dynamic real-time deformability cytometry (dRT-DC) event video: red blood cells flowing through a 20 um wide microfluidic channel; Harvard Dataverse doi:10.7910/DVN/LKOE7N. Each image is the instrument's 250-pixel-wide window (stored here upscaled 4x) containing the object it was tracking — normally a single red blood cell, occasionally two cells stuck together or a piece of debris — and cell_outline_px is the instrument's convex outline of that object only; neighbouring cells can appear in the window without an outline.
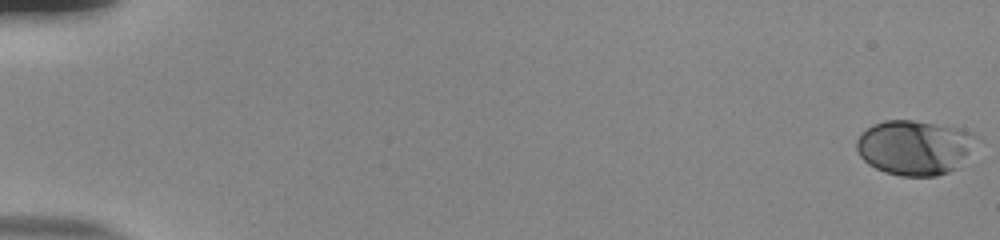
{"species": "human", "species_latin": "Homo sapiens", "temperature_condition": "room temperature", "stored_images_in_passage": 55, "camera_frame_rate_fps": 3000, "um_per_image_px": 0.085, "donor": {"sex": "male"}, "frame": {"image": 1, "passage_image": 1, "time_ms": 0.0, "image_size_px": [1000, 240], "cell_outline_px": [[968, 152], [956, 168], [948, 172], [936, 176], [900, 176], [884, 172], [868, 164], [860, 156], [856, 148], [856, 140], [872, 124], [884, 120], [912, 120], [960, 128], [964, 132]], "centroid_in_image_um": [77.55, 12.55], "position_along_channel_um": 7.4, "area_um2": 36.76}}
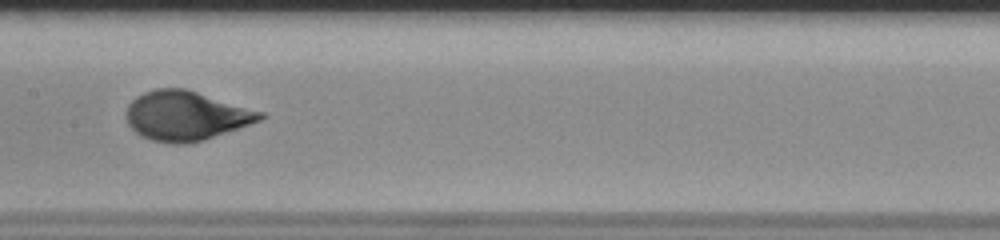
{"frame": {"image": 2, "passage_image": 30, "time_ms": 9.667, "image_size_px": [1000, 240], "cell_outline_px": [[268, 116], [260, 120], [204, 140], [184, 144], [172, 144], [152, 140], [140, 136], [128, 124], [124, 112], [128, 104], [132, 100], [144, 92], [156, 88], [184, 88], [264, 112]], "centroid_in_image_um": [15.77, 9.84], "position_along_channel_um": 191.6, "area_um2": 38.49}}
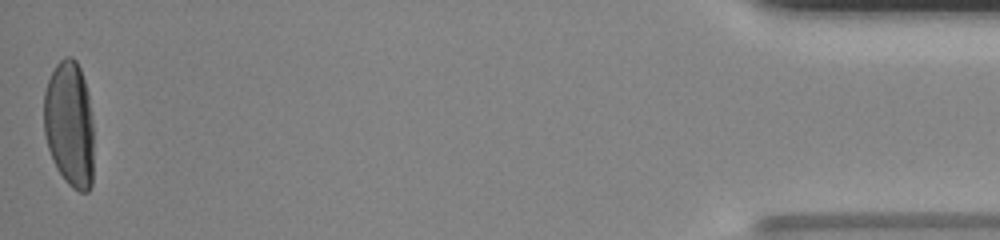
{"frame": {"image": 3, "passage_image": 55, "time_ms": 18.0, "image_size_px": [1000, 240], "cell_outline_px": [[92, 184], [88, 192], [80, 192], [72, 188], [64, 180], [56, 168], [52, 160], [48, 148], [44, 132], [44, 92], [48, 80], [56, 64], [64, 56], [72, 56], [76, 60], [80, 68], [88, 92], [92, 116]], "centroid_in_image_um": [5.9, 10.55], "position_along_channel_um": 429.3, "area_um2": 36.93}, "authors_computed_cell_mechanics": {"area_um2": 36.9342, "velocity_mm_per_s": 3.8374, "shape_relaxation_time_tau1_ms": 3.5494, "shape_relaxation_time_tau2_ms": null, "deformation_change_tau1": 0.1881, "deformation_change_tau2": null}}